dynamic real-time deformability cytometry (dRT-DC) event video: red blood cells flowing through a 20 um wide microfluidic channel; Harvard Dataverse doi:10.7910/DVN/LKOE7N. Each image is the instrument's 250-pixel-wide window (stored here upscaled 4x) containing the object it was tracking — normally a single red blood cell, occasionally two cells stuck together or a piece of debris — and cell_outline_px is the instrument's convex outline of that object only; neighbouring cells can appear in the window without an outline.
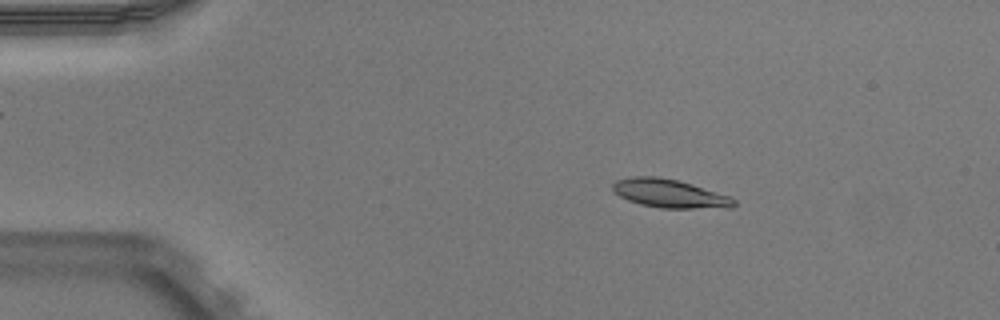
{"species": "Egyptian fruit bat (a non-hibernating species)", "species_latin": "Rousettus aegyptiacus", "temperature_condition": "warm", "stored_images_in_passage": 52, "camera_frame_rate_fps": 3000, "um_per_image_px": 0.085, "animal": {"sex": "male"}, "frame": {"image": 1, "passage_image": 9, "time_ms": 2.667, "image_size_px": [1000, 320], "cell_outline_px": [[736, 204], [732, 208], [660, 208], [640, 204], [628, 200], [612, 192], [612, 184], [616, 180], [632, 176], [656, 176], [676, 180], [692, 184], [732, 196], [736, 200]], "centroid_in_image_um": [56.93, 16.45], "position_along_channel_um": 28.1, "area_um2": 20.35}}
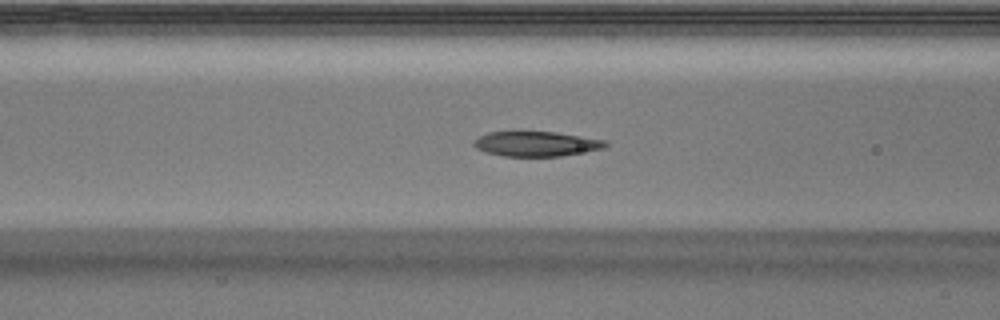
{"frame": {"image": 2, "passage_image": 21, "time_ms": 6.667, "image_size_px": [1000, 320], "cell_outline_px": [[608, 144], [604, 148], [560, 156], [504, 156], [484, 152], [476, 148], [472, 144], [472, 140], [488, 132], [556, 132], [604, 140]], "centroid_in_image_um": [45.52, 12.23], "position_along_channel_um": 121.1, "area_um2": 18.96}}
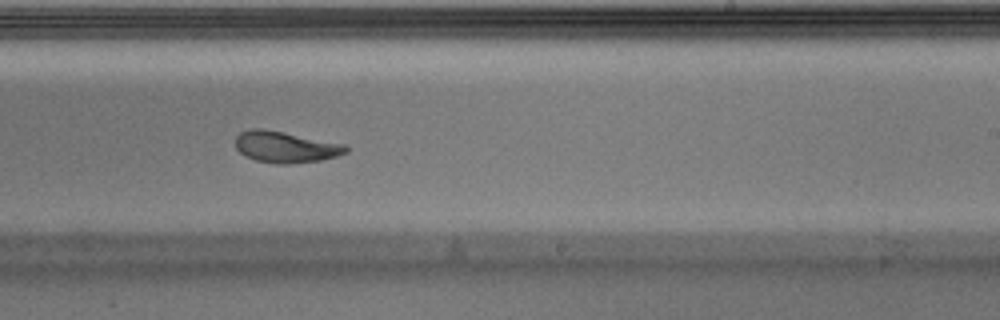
{"frame": {"image": 3, "passage_image": 32, "time_ms": 10.333, "image_size_px": [1000, 320], "cell_outline_px": [[348, 152], [336, 156], [320, 160], [288, 164], [276, 164], [256, 160], [244, 156], [236, 148], [236, 136], [240, 132], [252, 128], [264, 128], [344, 144], [348, 148]], "centroid_in_image_um": [24.24, 12.49], "position_along_channel_um": 264.8, "area_um2": 20.11}, "authors_computed_cell_mechanics": {"area_um2": 19.9699, "velocity_mm_per_s": 3.9167, "shape_relaxation_time_tau1_ms": 3.0167, "shape_relaxation_time_tau2_ms": 1.4763, "deformation_change_tau1": 0.1549, "deformation_change_tau2": 0.0786}}